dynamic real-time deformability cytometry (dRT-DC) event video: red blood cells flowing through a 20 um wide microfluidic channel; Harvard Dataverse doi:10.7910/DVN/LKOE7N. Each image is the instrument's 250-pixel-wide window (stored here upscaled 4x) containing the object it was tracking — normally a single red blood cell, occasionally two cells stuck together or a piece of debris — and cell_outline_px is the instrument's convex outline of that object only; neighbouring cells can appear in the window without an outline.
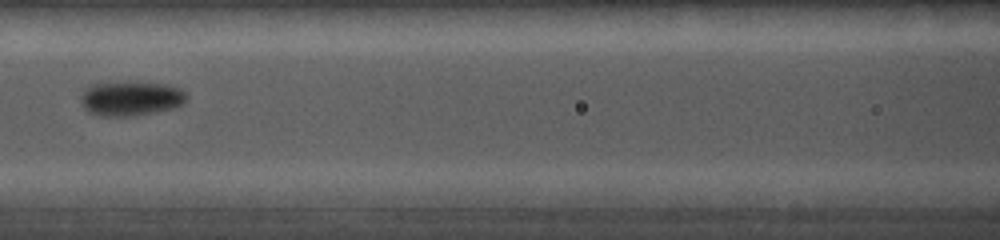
{"species": "common noctule bat (a hibernating species)", "species_latin": "Nyctalus noctula", "temperature_condition": "cold", "stored_images_in_passage": 9, "camera_frame_rate_fps": 5000, "um_per_image_px": 0.085, "animal": {"sex": "female", "body_mass_g": 19.0, "forearm_length_mm": 56.7}, "frame": {"image": 1, "passage_image": 4, "time_ms": 2.4, "image_size_px": [1000, 240], "cell_outline_px": [[188, 100], [172, 108], [136, 116], [100, 116], [88, 112], [80, 104], [80, 96], [84, 88], [100, 80], [164, 84], [180, 88], [188, 96]], "centroid_in_image_um": [11.03, 8.34], "position_along_channel_um": 155.6, "area_um2": 21.91}}
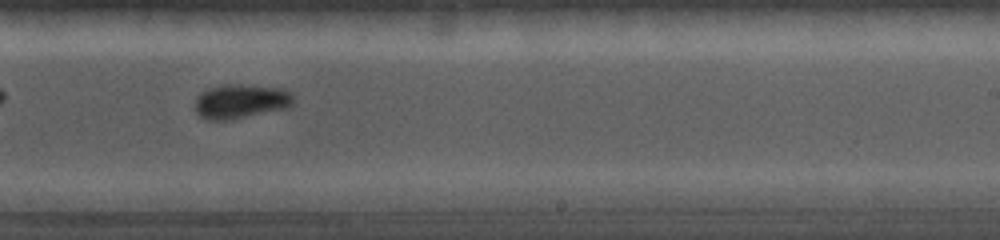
{"frame": {"image": 2, "passage_image": 7, "time_ms": 5.0, "image_size_px": [1000, 240], "cell_outline_px": [[296, 96], [292, 104], [288, 108], [232, 120], [204, 120], [196, 112], [196, 96], [200, 92], [208, 88], [220, 84], [232, 84], [280, 88], [292, 92]], "centroid_in_image_um": [20.47, 8.62], "position_along_channel_um": 268.5, "area_um2": 20.06}}
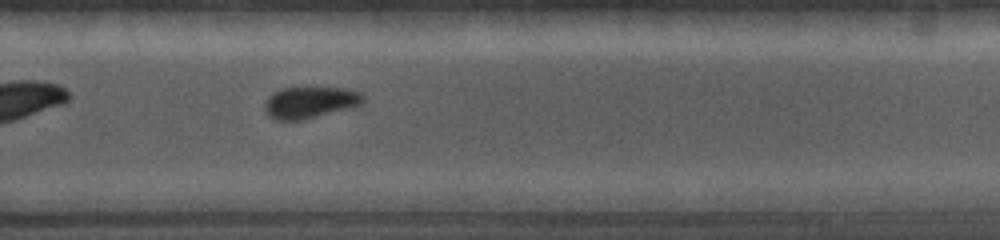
{"frame": {"image": 3, "passage_image": 8, "time_ms": 5.8, "image_size_px": [1000, 240], "cell_outline_px": [[364, 104], [356, 108], [300, 120], [276, 120], [268, 116], [264, 112], [264, 104], [268, 96], [284, 88], [348, 88], [360, 92], [364, 96]], "centroid_in_image_um": [26.41, 8.72], "position_along_channel_um": 303.4, "area_um2": 18.44}}